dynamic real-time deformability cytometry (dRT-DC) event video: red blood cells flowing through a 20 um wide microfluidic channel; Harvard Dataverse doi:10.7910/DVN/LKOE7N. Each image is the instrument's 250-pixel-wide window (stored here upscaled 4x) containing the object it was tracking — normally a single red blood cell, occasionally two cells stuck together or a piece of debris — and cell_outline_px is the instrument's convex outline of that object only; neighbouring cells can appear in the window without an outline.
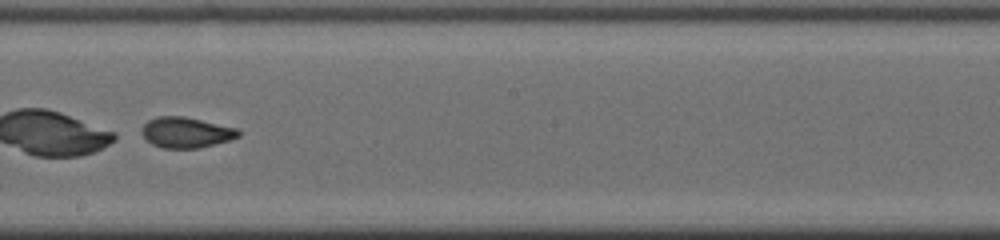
{"species": "common noctule bat (a hibernating species)", "species_latin": "Nyctalus noctula", "temperature_condition": "cold", "stored_images_in_passage": 27, "camera_frame_rate_fps": 3000, "um_per_image_px": 0.085, "animal": {"sex": "male", "body_mass_g": 19.0, "forearm_length_mm": 50.8}, "frame": {"image": 1, "passage_image": 16, "time_ms": 5.0, "image_size_px": [1000, 240], "cell_outline_px": [[240, 136], [228, 140], [200, 148], [160, 148], [152, 144], [140, 132], [144, 124], [148, 120], [156, 116], [184, 116], [240, 128]], "centroid_in_image_um": [15.83, 11.25], "position_along_channel_um": 232.4, "area_um2": 17.4}, "authors_computed_cell_mechanics": {"area_um2": 17.3978, "velocity_mm_per_s": 3.9282, "shape_relaxation_time_tau1_ms": 3.0809, "shape_relaxation_time_tau2_ms": null, "deformation_change_tau1": 0.1962, "deformation_change_tau2": null}}